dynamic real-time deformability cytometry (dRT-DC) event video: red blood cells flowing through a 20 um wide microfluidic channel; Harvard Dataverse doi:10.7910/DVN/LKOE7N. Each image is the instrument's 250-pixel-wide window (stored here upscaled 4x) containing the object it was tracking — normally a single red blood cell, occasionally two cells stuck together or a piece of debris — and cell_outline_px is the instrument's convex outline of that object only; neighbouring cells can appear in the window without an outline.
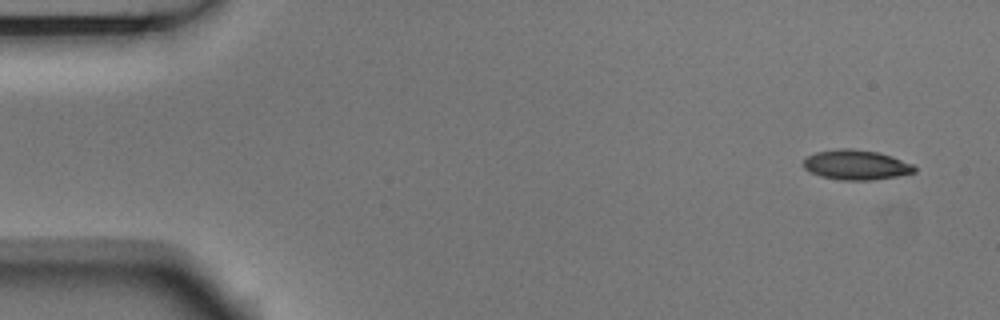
{"species": "Egyptian fruit bat (a non-hibernating species)", "species_latin": "Rousettus aegyptiacus", "temperature_condition": "room temperature", "stored_images_in_passage": 51, "camera_frame_rate_fps": 3000, "um_per_image_px": 0.085, "animal": {"sex": "male"}, "frame": {"image": 1, "passage_image": 1, "time_ms": 0.0, "image_size_px": [1000, 320], "cell_outline_px": [[916, 172], [896, 176], [872, 180], [840, 180], [820, 176], [804, 168], [804, 156], [816, 152], [840, 148], [852, 148], [880, 152], [892, 156], [912, 164], [916, 168]], "centroid_in_image_um": [72.76, 14.0], "position_along_channel_um": 12.2, "area_um2": 19.42}}
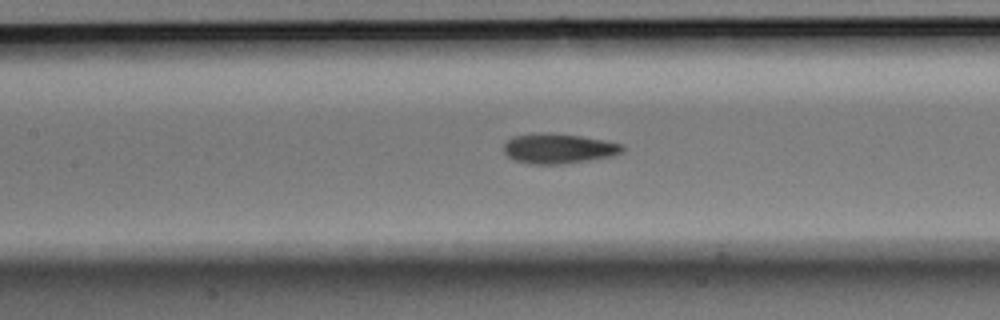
{"frame": {"image": 2, "passage_image": 22, "time_ms": 7.0, "image_size_px": [1000, 320], "cell_outline_px": [[624, 148], [620, 152], [612, 156], [588, 160], [560, 164], [532, 164], [516, 160], [508, 156], [504, 152], [504, 144], [512, 136], [540, 132], [552, 132], [580, 136], [604, 140], [624, 144]], "centroid_in_image_um": [47.46, 12.61], "position_along_channel_um": 159.9, "area_um2": 20.69}}
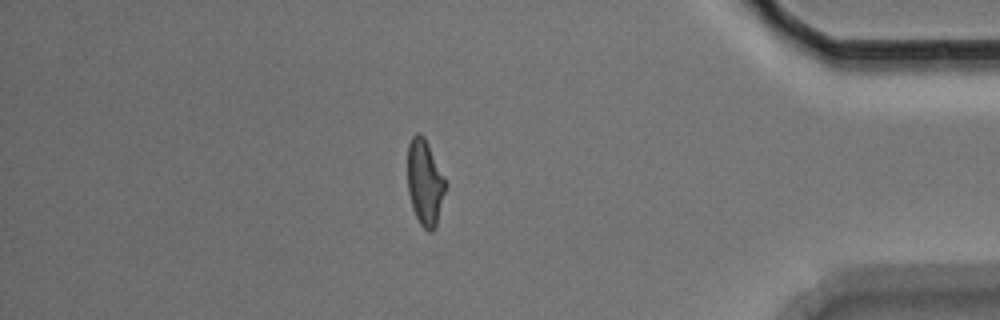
{"frame": {"image": 3, "passage_image": 44, "time_ms": 14.333, "image_size_px": [1000, 320], "cell_outline_px": [[448, 184], [436, 228], [432, 232], [428, 232], [420, 224], [412, 208], [408, 192], [408, 144], [412, 136], [416, 132], [420, 132], [424, 136]], "centroid_in_image_um": [36.13, 15.54], "position_along_channel_um": 399.1, "area_um2": 19.31}, "authors_computed_cell_mechanics": {"area_um2": 19.8832, "velocity_mm_per_s": 3.7474, "shape_relaxation_time_tau1_ms": 4.0341, "shape_relaxation_time_tau2_ms": 2.5002, "deformation_change_tau1": 0.1695, "deformation_change_tau2": 0.104}}